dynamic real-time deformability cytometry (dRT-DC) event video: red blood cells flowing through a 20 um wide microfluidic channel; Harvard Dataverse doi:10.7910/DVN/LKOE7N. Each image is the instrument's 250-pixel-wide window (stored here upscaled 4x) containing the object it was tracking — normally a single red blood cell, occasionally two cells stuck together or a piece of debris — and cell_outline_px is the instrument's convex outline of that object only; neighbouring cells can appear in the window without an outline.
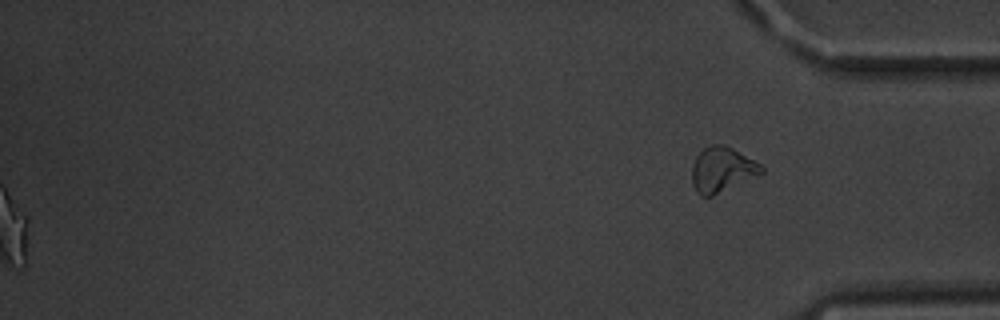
{"species": "common noctule bat (a hibernating species)", "species_latin": "Nyctalus noctula", "temperature_condition": "warm", "stored_images_in_passage": 61, "segment_of_instrument_passage": [2, 2], "camera_frame_rate_fps": 3000, "um_per_image_px": 0.085, "animal": {"sex": "male", "body_mass_g": 20.1, "forearm_length_mm": 53.5}, "frame": {"image": 1, "passage_image": 61, "time_ms": 20.0, "image_size_px": [1000, 320], "cell_outline_px": [[764, 172], [712, 196], [700, 196], [696, 192], [692, 184], [692, 164], [696, 156], [708, 144], [724, 144], [732, 148], [760, 164], [764, 168]], "centroid_in_image_um": [61.33, 14.41], "position_along_channel_um": 373.9, "area_um2": 18.09}}